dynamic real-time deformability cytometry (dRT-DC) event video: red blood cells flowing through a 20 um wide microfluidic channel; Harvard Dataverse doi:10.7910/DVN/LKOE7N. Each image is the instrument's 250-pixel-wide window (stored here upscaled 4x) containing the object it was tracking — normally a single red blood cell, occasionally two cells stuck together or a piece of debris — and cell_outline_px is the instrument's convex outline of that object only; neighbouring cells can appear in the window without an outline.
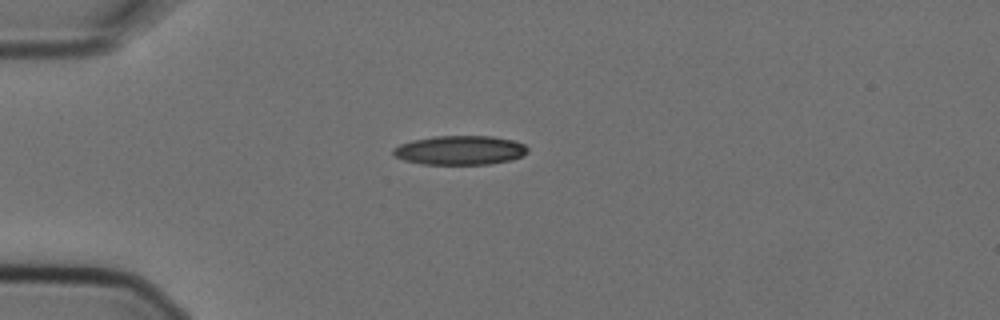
{"species": "Egyptian fruit bat (a non-hibernating species)", "species_latin": "Rousettus aegyptiacus", "temperature_condition": "cold", "stored_images_in_passage": 3, "camera_frame_rate_fps": 3000, "um_per_image_px": 0.085, "animal": {"sex": "female"}, "frame": {"image": 1, "passage_image": 1, "time_ms": 0.0, "image_size_px": [1000, 320], "cell_outline_px": [[528, 152], [524, 156], [512, 160], [488, 164], [420, 164], [404, 160], [396, 156], [392, 152], [392, 148], [400, 144], [412, 140], [436, 136], [492, 136], [512, 140], [524, 144], [528, 148]], "centroid_in_image_um": [39.11, 12.77], "position_along_channel_um": 45.9, "area_um2": 22.95}}